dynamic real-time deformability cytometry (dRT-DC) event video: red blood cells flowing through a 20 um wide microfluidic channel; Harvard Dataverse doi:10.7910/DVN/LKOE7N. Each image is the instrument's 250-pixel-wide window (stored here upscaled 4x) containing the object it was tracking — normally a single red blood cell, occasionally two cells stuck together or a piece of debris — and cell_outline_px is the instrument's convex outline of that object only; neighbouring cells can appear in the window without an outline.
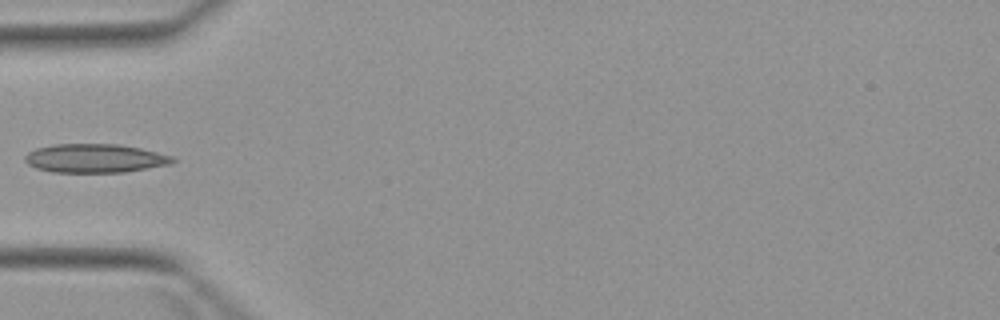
{"species": "Egyptian fruit bat (a non-hibernating species)", "species_latin": "Rousettus aegyptiacus", "temperature_condition": "warm", "stored_images_in_passage": 4, "camera_frame_rate_fps": 3000, "um_per_image_px": 0.085, "animal": {"sex": "female"}, "frame": {"image": 1, "passage_image": 4, "time_ms": 3.667, "image_size_px": [1000, 320], "cell_outline_px": [[176, 160], [172, 164], [124, 172], [52, 172], [36, 168], [28, 164], [24, 160], [24, 156], [28, 152], [36, 148], [52, 144], [120, 144], [140, 148], [172, 156]], "centroid_in_image_um": [8.06, 13.45], "position_along_channel_um": 76.9, "area_um2": 24.8}}